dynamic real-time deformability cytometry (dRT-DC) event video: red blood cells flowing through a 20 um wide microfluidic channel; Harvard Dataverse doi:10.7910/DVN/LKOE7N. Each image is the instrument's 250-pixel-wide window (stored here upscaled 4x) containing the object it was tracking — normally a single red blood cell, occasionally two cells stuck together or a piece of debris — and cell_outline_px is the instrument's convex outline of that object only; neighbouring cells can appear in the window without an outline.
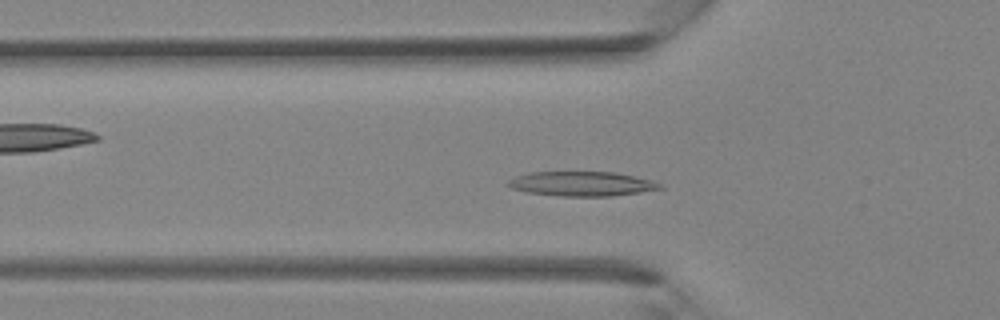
{"species": "Egyptian fruit bat (a non-hibernating species)", "species_latin": "Rousettus aegyptiacus", "temperature_condition": "room temperature", "stored_images_in_passage": 34, "camera_frame_rate_fps": 3000, "um_per_image_px": 0.085, "animal": {"sex": "female"}, "frame": {"image": 1, "passage_image": 9, "time_ms": 2.667, "image_size_px": [1000, 320], "cell_outline_px": [[664, 188], [640, 192], [612, 196], [564, 196], [528, 192], [512, 188], [504, 184], [508, 180], [516, 176], [532, 172], [616, 172], [636, 176], [652, 180], [660, 184]], "centroid_in_image_um": [49.46, 15.61], "position_along_channel_um": 76.3, "area_um2": 21.68}}
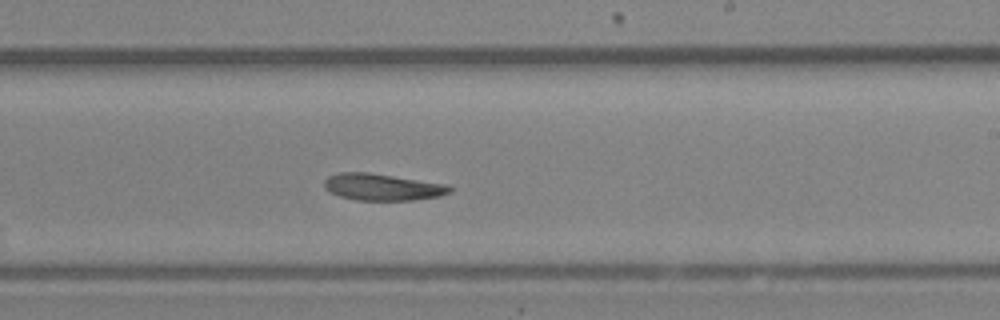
{"frame": {"image": 2, "passage_image": 19, "time_ms": 6.0, "image_size_px": [1000, 320], "cell_outline_px": [[452, 192], [440, 196], [416, 200], [356, 200], [340, 196], [324, 188], [324, 180], [328, 176], [340, 172], [368, 172], [448, 184], [452, 188]], "centroid_in_image_um": [32.53, 15.9], "position_along_channel_um": 256.5, "area_um2": 19.65}}
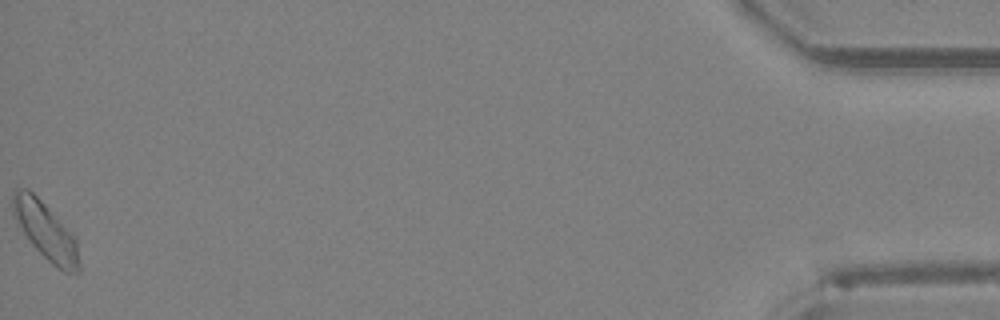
{"frame": {"image": 3, "passage_image": 34, "time_ms": 11.0, "image_size_px": [1000, 320], "cell_outline_px": [[80, 272], [64, 272], [52, 264], [32, 244], [16, 220], [12, 212], [12, 196], [16, 188], [28, 188], [48, 208], [76, 240], [80, 264]], "centroid_in_image_um": [3.86, 19.63], "position_along_channel_um": 431.3, "area_um2": 21.39}}